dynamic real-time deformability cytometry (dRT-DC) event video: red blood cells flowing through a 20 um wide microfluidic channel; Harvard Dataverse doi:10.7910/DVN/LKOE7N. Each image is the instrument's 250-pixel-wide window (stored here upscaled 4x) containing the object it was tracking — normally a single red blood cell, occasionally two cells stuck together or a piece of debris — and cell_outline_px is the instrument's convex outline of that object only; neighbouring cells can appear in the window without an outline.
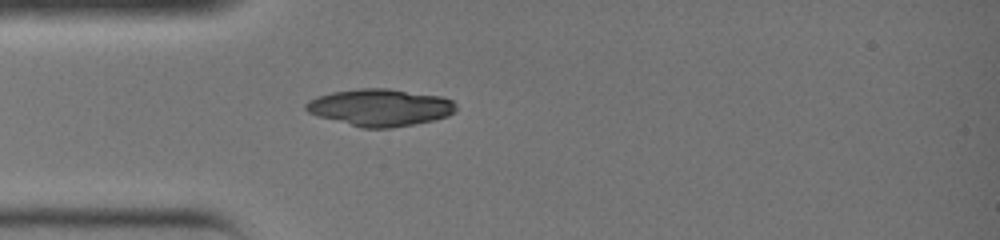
{"species": "common noctule bat (a hibernating species)", "species_latin": "Nyctalus noctula", "temperature_condition": "warm", "stored_images_in_passage": 26, "camera_frame_rate_fps": 3000, "um_per_image_px": 0.085, "animal": {"sex": "female", "body_mass_g": 19.0, "forearm_length_mm": 51.5}, "frame": {"image": 1, "passage_image": 1, "time_ms": 0.0, "image_size_px": [1000, 240], "cell_outline_px": [[456, 108], [448, 116], [432, 120], [412, 124], [388, 128], [360, 128], [320, 116], [308, 112], [304, 108], [304, 104], [308, 100], [316, 96], [332, 92], [360, 88], [388, 88], [440, 96], [452, 100], [456, 104]], "centroid_in_image_um": [32.27, 9.12], "position_along_channel_um": 52.7, "area_um2": 32.31}}
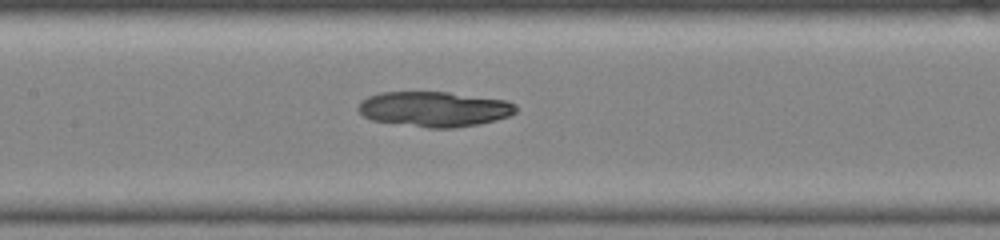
{"frame": {"image": 2, "passage_image": 8, "time_ms": 2.333, "image_size_px": [1000, 240], "cell_outline_px": [[516, 112], [508, 116], [496, 120], [480, 124], [452, 128], [428, 128], [372, 120], [364, 116], [356, 108], [360, 100], [368, 96], [380, 92], [448, 92], [508, 100], [516, 104]], "centroid_in_image_um": [36.91, 9.27], "position_along_channel_um": 170.5, "area_um2": 32.54}}
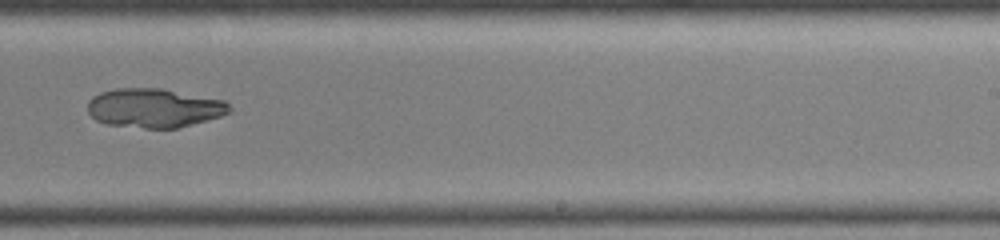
{"frame": {"image": 3, "passage_image": 14, "time_ms": 4.333, "image_size_px": [1000, 240], "cell_outline_px": [[232, 112], [208, 120], [176, 128], [144, 128], [104, 124], [96, 120], [88, 112], [88, 100], [92, 96], [100, 92], [116, 88], [160, 88], [224, 100], [232, 108]], "centroid_in_image_um": [13.09, 9.18], "position_along_channel_um": 275.9, "area_um2": 32.43}}